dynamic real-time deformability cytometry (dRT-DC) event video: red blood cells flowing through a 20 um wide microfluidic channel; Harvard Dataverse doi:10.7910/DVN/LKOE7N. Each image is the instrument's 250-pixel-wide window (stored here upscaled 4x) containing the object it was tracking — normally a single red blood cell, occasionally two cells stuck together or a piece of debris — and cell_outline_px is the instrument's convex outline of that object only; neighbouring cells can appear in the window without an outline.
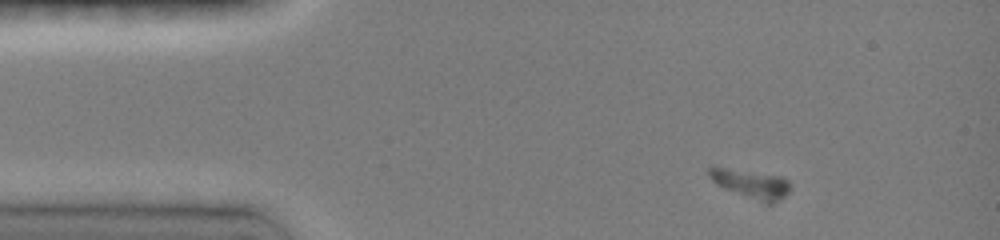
{"species": "common noctule bat (a hibernating species)", "species_latin": "Nyctalus noctula", "temperature_condition": "room temperature", "stored_images_in_passage": 8, "camera_frame_rate_fps": 3000, "um_per_image_px": 0.085, "animal": {"sex": "female", "body_mass_g": 19.0, "forearm_length_mm": 51.5}, "frame": {"image": 1, "passage_image": 1, "time_ms": 0.0, "image_size_px": [1000, 240], "cell_outline_px": [[788, 192], [784, 196], [772, 204], [768, 204], [724, 188], [716, 184], [708, 176], [708, 168], [712, 164], [780, 176], [788, 180]], "centroid_in_image_um": [63.74, 15.57], "position_along_channel_um": 21.3, "area_um2": 13.7}}
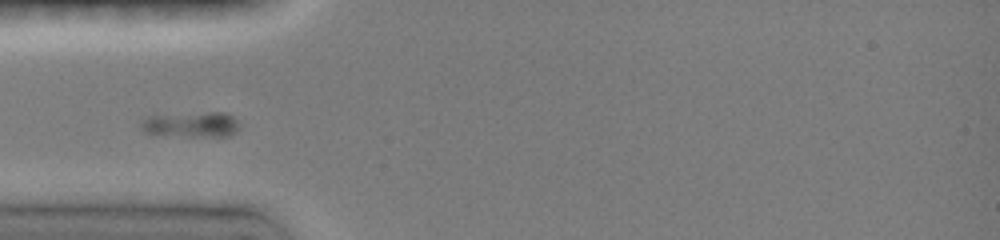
{"frame": {"image": 2, "passage_image": 4, "time_ms": 3.0, "image_size_px": [1000, 240], "cell_outline_px": [[240, 128], [228, 136], [188, 136], [144, 132], [140, 128], [140, 124], [148, 116], [208, 112], [224, 112], [232, 116], [236, 120]], "centroid_in_image_um": [16.29, 10.58], "position_along_channel_um": 68.7, "area_um2": 14.22}}
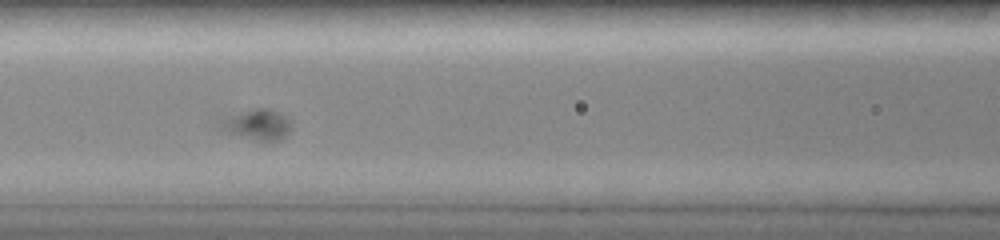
{"frame": {"image": 3, "passage_image": 6, "time_ms": 5.0, "image_size_px": [1000, 240], "cell_outline_px": [[288, 132], [280, 140], [260, 140], [216, 128], [216, 124], [224, 116], [256, 108], [268, 108], [284, 116], [288, 120]], "centroid_in_image_um": [21.77, 10.56], "position_along_channel_um": 144.8, "area_um2": 12.14}}